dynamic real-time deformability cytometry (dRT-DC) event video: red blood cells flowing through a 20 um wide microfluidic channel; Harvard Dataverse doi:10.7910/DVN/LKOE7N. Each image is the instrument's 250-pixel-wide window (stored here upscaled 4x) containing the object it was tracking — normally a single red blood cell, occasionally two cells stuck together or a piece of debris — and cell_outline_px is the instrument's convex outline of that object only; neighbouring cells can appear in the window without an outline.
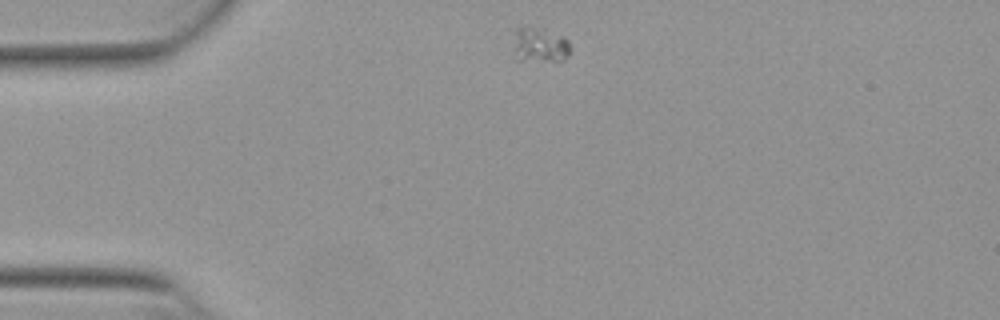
{"species": "Egyptian fruit bat (a non-hibernating species)", "species_latin": "Rousettus aegyptiacus", "temperature_condition": "warm", "stored_images_in_passage": 44, "camera_frame_rate_fps": 3000, "um_per_image_px": 0.085, "animal": {"sex": "female"}, "frame": {"image": 1, "passage_image": 1, "time_ms": 0.0, "image_size_px": [1000, 320], "cell_outline_px": [[568, 56], [564, 60], [516, 60], [516, 28], [528, 28], [564, 36], [568, 40]], "centroid_in_image_um": [45.92, 3.87], "position_along_channel_um": 39.1, "area_um2": 10.64}}
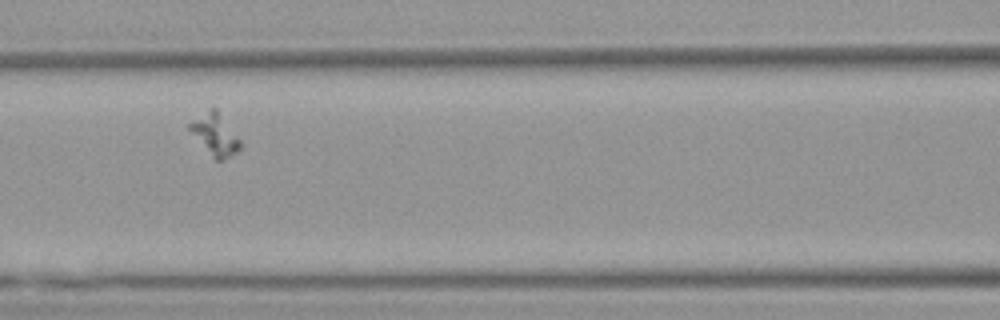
{"frame": {"image": 2, "passage_image": 13, "time_ms": 4.0, "image_size_px": [1000, 320], "cell_outline_px": [[240, 148], [236, 152], [224, 160], [216, 160], [212, 156], [188, 128], [188, 124], [212, 108], [216, 108], [240, 140]], "centroid_in_image_um": [18.3, 11.45], "position_along_channel_um": 148.3, "area_um2": 11.56}}
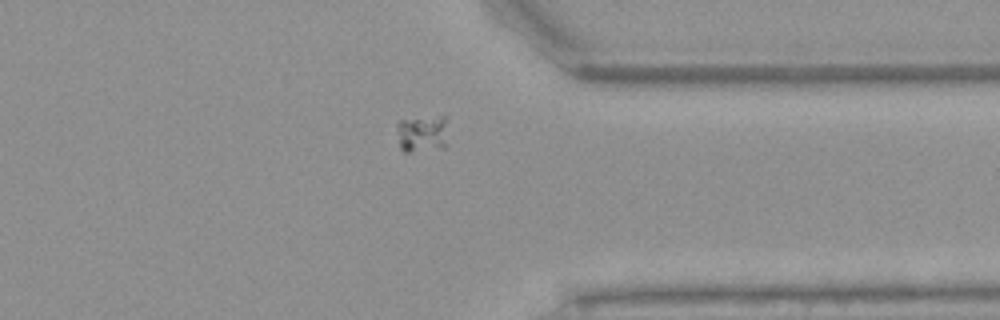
{"frame": {"image": 3, "passage_image": 32, "time_ms": 10.333, "image_size_px": [1000, 320], "cell_outline_px": [[448, 144], [444, 148], [408, 152], [404, 152], [400, 148], [396, 128], [396, 120], [440, 116], [444, 116]], "centroid_in_image_um": [35.86, 11.37], "position_along_channel_um": 375.5, "area_um2": 11.33}}